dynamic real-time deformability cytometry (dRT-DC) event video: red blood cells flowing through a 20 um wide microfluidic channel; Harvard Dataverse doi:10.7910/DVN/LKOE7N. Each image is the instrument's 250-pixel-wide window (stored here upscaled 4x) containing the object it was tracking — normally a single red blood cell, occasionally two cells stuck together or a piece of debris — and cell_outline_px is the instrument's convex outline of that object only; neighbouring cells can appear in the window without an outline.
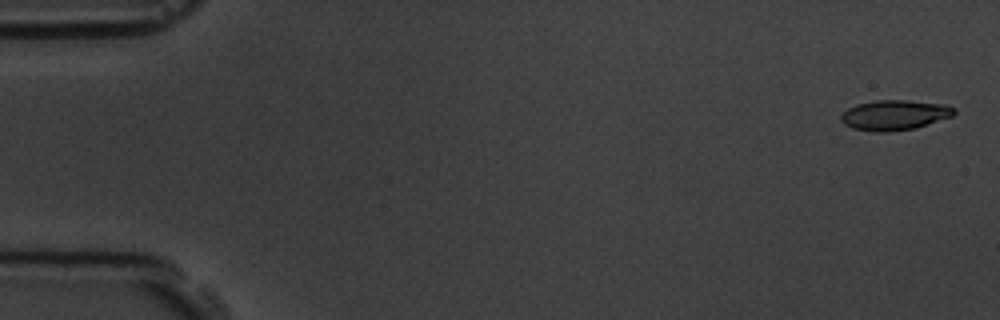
{"species": "common noctule bat (a hibernating species)", "species_latin": "Nyctalus noctula", "temperature_condition": "room temperature", "stored_images_in_passage": 5, "camera_frame_rate_fps": 3000, "um_per_image_px": 0.085, "animal": {"sex": "male", "body_mass_g": 19.5, "forearm_length_mm": 54.6}, "frame": {"image": 1, "passage_image": 1, "time_ms": 0.0, "image_size_px": [1000, 320], "cell_outline_px": [[956, 112], [952, 116], [916, 128], [888, 132], [872, 132], [852, 128], [844, 124], [840, 120], [840, 116], [848, 108], [856, 104], [876, 100], [908, 100], [948, 104], [956, 108]], "centroid_in_image_um": [76.05, 9.78], "position_along_channel_um": 9.0, "area_um2": 20.11}}
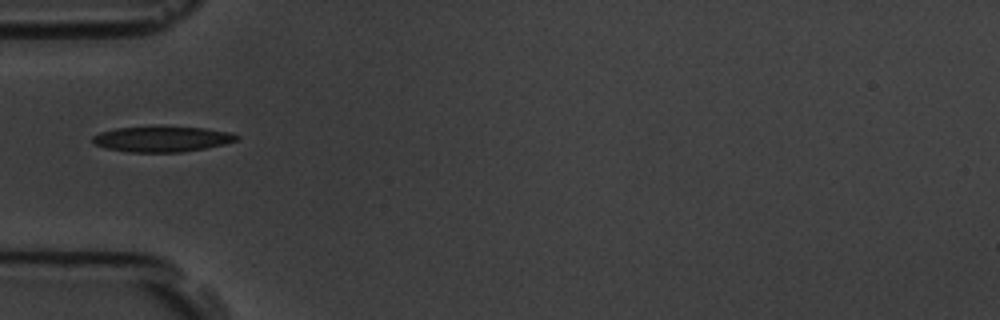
{"frame": {"image": 2, "passage_image": 5, "time_ms": 5.333, "image_size_px": [1000, 320], "cell_outline_px": [[240, 136], [236, 140], [224, 144], [204, 148], [180, 152], [128, 152], [104, 148], [92, 144], [92, 136], [100, 132], [116, 128], [204, 128], [232, 132]], "centroid_in_image_um": [13.74, 11.84], "position_along_channel_um": 71.3, "area_um2": 20.98}}